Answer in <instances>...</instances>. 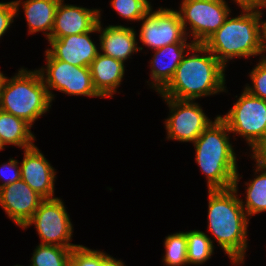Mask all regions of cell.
Here are the masks:
<instances>
[{
    "label": "cell",
    "mask_w": 266,
    "mask_h": 266,
    "mask_svg": "<svg viewBox=\"0 0 266 266\" xmlns=\"http://www.w3.org/2000/svg\"><path fill=\"white\" fill-rule=\"evenodd\" d=\"M243 178L237 172L233 187L229 189L207 190V230L214 241L230 258H245L248 250V218L239 199V183ZM214 238V239H212Z\"/></svg>",
    "instance_id": "cell-1"
},
{
    "label": "cell",
    "mask_w": 266,
    "mask_h": 266,
    "mask_svg": "<svg viewBox=\"0 0 266 266\" xmlns=\"http://www.w3.org/2000/svg\"><path fill=\"white\" fill-rule=\"evenodd\" d=\"M226 71L203 44H194L184 55L173 78L157 94L178 100H198L227 93Z\"/></svg>",
    "instance_id": "cell-2"
},
{
    "label": "cell",
    "mask_w": 266,
    "mask_h": 266,
    "mask_svg": "<svg viewBox=\"0 0 266 266\" xmlns=\"http://www.w3.org/2000/svg\"><path fill=\"white\" fill-rule=\"evenodd\" d=\"M240 10L236 16L231 12L224 24L203 44L226 69L235 58H264L261 17L266 4L241 7Z\"/></svg>",
    "instance_id": "cell-3"
},
{
    "label": "cell",
    "mask_w": 266,
    "mask_h": 266,
    "mask_svg": "<svg viewBox=\"0 0 266 266\" xmlns=\"http://www.w3.org/2000/svg\"><path fill=\"white\" fill-rule=\"evenodd\" d=\"M214 120L192 144L195 162L205 176L207 190L233 187L238 172V157L226 123L216 115ZM231 137V138H230Z\"/></svg>",
    "instance_id": "cell-4"
},
{
    "label": "cell",
    "mask_w": 266,
    "mask_h": 266,
    "mask_svg": "<svg viewBox=\"0 0 266 266\" xmlns=\"http://www.w3.org/2000/svg\"><path fill=\"white\" fill-rule=\"evenodd\" d=\"M52 100L38 69L18 68L6 76L1 88L0 110L26 120L32 126L50 111Z\"/></svg>",
    "instance_id": "cell-5"
},
{
    "label": "cell",
    "mask_w": 266,
    "mask_h": 266,
    "mask_svg": "<svg viewBox=\"0 0 266 266\" xmlns=\"http://www.w3.org/2000/svg\"><path fill=\"white\" fill-rule=\"evenodd\" d=\"M236 102L223 115L233 139H245L250 155H258L266 147V100L253 96L243 88ZM252 152V153H251Z\"/></svg>",
    "instance_id": "cell-6"
},
{
    "label": "cell",
    "mask_w": 266,
    "mask_h": 266,
    "mask_svg": "<svg viewBox=\"0 0 266 266\" xmlns=\"http://www.w3.org/2000/svg\"><path fill=\"white\" fill-rule=\"evenodd\" d=\"M176 10L187 37L195 44H204L233 11L228 0H181Z\"/></svg>",
    "instance_id": "cell-7"
},
{
    "label": "cell",
    "mask_w": 266,
    "mask_h": 266,
    "mask_svg": "<svg viewBox=\"0 0 266 266\" xmlns=\"http://www.w3.org/2000/svg\"><path fill=\"white\" fill-rule=\"evenodd\" d=\"M44 56L45 66L38 70L52 102L56 99L53 90L69 96L101 97L93 86L89 67L73 66L55 59L47 50Z\"/></svg>",
    "instance_id": "cell-8"
},
{
    "label": "cell",
    "mask_w": 266,
    "mask_h": 266,
    "mask_svg": "<svg viewBox=\"0 0 266 266\" xmlns=\"http://www.w3.org/2000/svg\"><path fill=\"white\" fill-rule=\"evenodd\" d=\"M71 220L62 198L44 199L22 230L34 226L39 235V244L74 249L80 244L72 243L74 226Z\"/></svg>",
    "instance_id": "cell-9"
},
{
    "label": "cell",
    "mask_w": 266,
    "mask_h": 266,
    "mask_svg": "<svg viewBox=\"0 0 266 266\" xmlns=\"http://www.w3.org/2000/svg\"><path fill=\"white\" fill-rule=\"evenodd\" d=\"M139 23L141 27L138 30L139 33L137 32V38H139L140 52L144 50V47L153 51L173 43L193 42L188 40L176 9L162 6H158L157 9L152 7Z\"/></svg>",
    "instance_id": "cell-10"
},
{
    "label": "cell",
    "mask_w": 266,
    "mask_h": 266,
    "mask_svg": "<svg viewBox=\"0 0 266 266\" xmlns=\"http://www.w3.org/2000/svg\"><path fill=\"white\" fill-rule=\"evenodd\" d=\"M169 108L164 119L166 140L194 143L213 121L196 100H178L161 97Z\"/></svg>",
    "instance_id": "cell-11"
},
{
    "label": "cell",
    "mask_w": 266,
    "mask_h": 266,
    "mask_svg": "<svg viewBox=\"0 0 266 266\" xmlns=\"http://www.w3.org/2000/svg\"><path fill=\"white\" fill-rule=\"evenodd\" d=\"M98 33V24L89 32L73 34L66 37L48 38L46 49L55 59L73 66L89 67L100 53L99 43L92 39ZM97 43V44H96Z\"/></svg>",
    "instance_id": "cell-12"
},
{
    "label": "cell",
    "mask_w": 266,
    "mask_h": 266,
    "mask_svg": "<svg viewBox=\"0 0 266 266\" xmlns=\"http://www.w3.org/2000/svg\"><path fill=\"white\" fill-rule=\"evenodd\" d=\"M57 169L35 145L23 150L20 162L21 179L43 199H54Z\"/></svg>",
    "instance_id": "cell-13"
},
{
    "label": "cell",
    "mask_w": 266,
    "mask_h": 266,
    "mask_svg": "<svg viewBox=\"0 0 266 266\" xmlns=\"http://www.w3.org/2000/svg\"><path fill=\"white\" fill-rule=\"evenodd\" d=\"M44 199L22 179L0 188V207L19 228L31 219Z\"/></svg>",
    "instance_id": "cell-14"
},
{
    "label": "cell",
    "mask_w": 266,
    "mask_h": 266,
    "mask_svg": "<svg viewBox=\"0 0 266 266\" xmlns=\"http://www.w3.org/2000/svg\"><path fill=\"white\" fill-rule=\"evenodd\" d=\"M102 9H99L98 38L100 53L108 57L127 62L139 51L136 26L102 23Z\"/></svg>",
    "instance_id": "cell-15"
},
{
    "label": "cell",
    "mask_w": 266,
    "mask_h": 266,
    "mask_svg": "<svg viewBox=\"0 0 266 266\" xmlns=\"http://www.w3.org/2000/svg\"><path fill=\"white\" fill-rule=\"evenodd\" d=\"M98 22L99 8L67 4L64 0H60L49 38L59 39L73 34L86 33L91 31Z\"/></svg>",
    "instance_id": "cell-16"
},
{
    "label": "cell",
    "mask_w": 266,
    "mask_h": 266,
    "mask_svg": "<svg viewBox=\"0 0 266 266\" xmlns=\"http://www.w3.org/2000/svg\"><path fill=\"white\" fill-rule=\"evenodd\" d=\"M194 42H178L153 50L148 62L150 78L147 82L150 89L159 93L173 78L176 68Z\"/></svg>",
    "instance_id": "cell-17"
},
{
    "label": "cell",
    "mask_w": 266,
    "mask_h": 266,
    "mask_svg": "<svg viewBox=\"0 0 266 266\" xmlns=\"http://www.w3.org/2000/svg\"><path fill=\"white\" fill-rule=\"evenodd\" d=\"M126 63L99 53L89 65L92 82L101 98L115 97L125 77ZM114 95V96H113Z\"/></svg>",
    "instance_id": "cell-18"
},
{
    "label": "cell",
    "mask_w": 266,
    "mask_h": 266,
    "mask_svg": "<svg viewBox=\"0 0 266 266\" xmlns=\"http://www.w3.org/2000/svg\"><path fill=\"white\" fill-rule=\"evenodd\" d=\"M60 0H13L16 18L20 8L26 18L28 35L42 32L47 40L51 36L55 13Z\"/></svg>",
    "instance_id": "cell-19"
},
{
    "label": "cell",
    "mask_w": 266,
    "mask_h": 266,
    "mask_svg": "<svg viewBox=\"0 0 266 266\" xmlns=\"http://www.w3.org/2000/svg\"><path fill=\"white\" fill-rule=\"evenodd\" d=\"M255 162L253 169L254 177L249 179L245 184V196L241 197L242 193L238 194L240 203L244 208L249 219L256 214L266 212V162L258 155H248ZM244 200V201H243Z\"/></svg>",
    "instance_id": "cell-20"
},
{
    "label": "cell",
    "mask_w": 266,
    "mask_h": 266,
    "mask_svg": "<svg viewBox=\"0 0 266 266\" xmlns=\"http://www.w3.org/2000/svg\"><path fill=\"white\" fill-rule=\"evenodd\" d=\"M32 127L26 120L0 110V138L5 146L14 145L21 150L35 146Z\"/></svg>",
    "instance_id": "cell-21"
},
{
    "label": "cell",
    "mask_w": 266,
    "mask_h": 266,
    "mask_svg": "<svg viewBox=\"0 0 266 266\" xmlns=\"http://www.w3.org/2000/svg\"><path fill=\"white\" fill-rule=\"evenodd\" d=\"M187 236V259L188 265L200 266L210 261L214 255V249L207 232L201 230L185 231Z\"/></svg>",
    "instance_id": "cell-22"
},
{
    "label": "cell",
    "mask_w": 266,
    "mask_h": 266,
    "mask_svg": "<svg viewBox=\"0 0 266 266\" xmlns=\"http://www.w3.org/2000/svg\"><path fill=\"white\" fill-rule=\"evenodd\" d=\"M72 249L68 247L38 244L30 258V266H69Z\"/></svg>",
    "instance_id": "cell-23"
},
{
    "label": "cell",
    "mask_w": 266,
    "mask_h": 266,
    "mask_svg": "<svg viewBox=\"0 0 266 266\" xmlns=\"http://www.w3.org/2000/svg\"><path fill=\"white\" fill-rule=\"evenodd\" d=\"M162 263L165 266H189L187 259V236L184 231L165 236Z\"/></svg>",
    "instance_id": "cell-24"
},
{
    "label": "cell",
    "mask_w": 266,
    "mask_h": 266,
    "mask_svg": "<svg viewBox=\"0 0 266 266\" xmlns=\"http://www.w3.org/2000/svg\"><path fill=\"white\" fill-rule=\"evenodd\" d=\"M150 0H110V7L119 17L130 22L139 21L153 7Z\"/></svg>",
    "instance_id": "cell-25"
},
{
    "label": "cell",
    "mask_w": 266,
    "mask_h": 266,
    "mask_svg": "<svg viewBox=\"0 0 266 266\" xmlns=\"http://www.w3.org/2000/svg\"><path fill=\"white\" fill-rule=\"evenodd\" d=\"M257 60L248 73L252 85L246 83L244 89L253 96L266 100V58Z\"/></svg>",
    "instance_id": "cell-26"
},
{
    "label": "cell",
    "mask_w": 266,
    "mask_h": 266,
    "mask_svg": "<svg viewBox=\"0 0 266 266\" xmlns=\"http://www.w3.org/2000/svg\"><path fill=\"white\" fill-rule=\"evenodd\" d=\"M69 266H100V250L80 244L72 249Z\"/></svg>",
    "instance_id": "cell-27"
},
{
    "label": "cell",
    "mask_w": 266,
    "mask_h": 266,
    "mask_svg": "<svg viewBox=\"0 0 266 266\" xmlns=\"http://www.w3.org/2000/svg\"><path fill=\"white\" fill-rule=\"evenodd\" d=\"M9 158L7 162L0 165V188L21 180L20 161Z\"/></svg>",
    "instance_id": "cell-28"
},
{
    "label": "cell",
    "mask_w": 266,
    "mask_h": 266,
    "mask_svg": "<svg viewBox=\"0 0 266 266\" xmlns=\"http://www.w3.org/2000/svg\"><path fill=\"white\" fill-rule=\"evenodd\" d=\"M16 18L15 6L12 1L0 2V40L12 28Z\"/></svg>",
    "instance_id": "cell-29"
},
{
    "label": "cell",
    "mask_w": 266,
    "mask_h": 266,
    "mask_svg": "<svg viewBox=\"0 0 266 266\" xmlns=\"http://www.w3.org/2000/svg\"><path fill=\"white\" fill-rule=\"evenodd\" d=\"M100 266H128L121 259H116L104 250L100 251Z\"/></svg>",
    "instance_id": "cell-30"
},
{
    "label": "cell",
    "mask_w": 266,
    "mask_h": 266,
    "mask_svg": "<svg viewBox=\"0 0 266 266\" xmlns=\"http://www.w3.org/2000/svg\"><path fill=\"white\" fill-rule=\"evenodd\" d=\"M235 5L240 9L241 7H254V0H230Z\"/></svg>",
    "instance_id": "cell-31"
},
{
    "label": "cell",
    "mask_w": 266,
    "mask_h": 266,
    "mask_svg": "<svg viewBox=\"0 0 266 266\" xmlns=\"http://www.w3.org/2000/svg\"><path fill=\"white\" fill-rule=\"evenodd\" d=\"M262 18V43H263V54H264V58H266V19L263 21V17Z\"/></svg>",
    "instance_id": "cell-32"
},
{
    "label": "cell",
    "mask_w": 266,
    "mask_h": 266,
    "mask_svg": "<svg viewBox=\"0 0 266 266\" xmlns=\"http://www.w3.org/2000/svg\"><path fill=\"white\" fill-rule=\"evenodd\" d=\"M230 262L233 266H242L245 263V258H230Z\"/></svg>",
    "instance_id": "cell-33"
},
{
    "label": "cell",
    "mask_w": 266,
    "mask_h": 266,
    "mask_svg": "<svg viewBox=\"0 0 266 266\" xmlns=\"http://www.w3.org/2000/svg\"><path fill=\"white\" fill-rule=\"evenodd\" d=\"M266 4V0H254V7H260Z\"/></svg>",
    "instance_id": "cell-34"
},
{
    "label": "cell",
    "mask_w": 266,
    "mask_h": 266,
    "mask_svg": "<svg viewBox=\"0 0 266 266\" xmlns=\"http://www.w3.org/2000/svg\"><path fill=\"white\" fill-rule=\"evenodd\" d=\"M6 77V74H4L1 70H0V92H1V88L4 82V79Z\"/></svg>",
    "instance_id": "cell-35"
},
{
    "label": "cell",
    "mask_w": 266,
    "mask_h": 266,
    "mask_svg": "<svg viewBox=\"0 0 266 266\" xmlns=\"http://www.w3.org/2000/svg\"><path fill=\"white\" fill-rule=\"evenodd\" d=\"M258 156L266 162V147L258 154Z\"/></svg>",
    "instance_id": "cell-36"
},
{
    "label": "cell",
    "mask_w": 266,
    "mask_h": 266,
    "mask_svg": "<svg viewBox=\"0 0 266 266\" xmlns=\"http://www.w3.org/2000/svg\"><path fill=\"white\" fill-rule=\"evenodd\" d=\"M6 148L5 144L2 142L0 138V151L4 150Z\"/></svg>",
    "instance_id": "cell-37"
},
{
    "label": "cell",
    "mask_w": 266,
    "mask_h": 266,
    "mask_svg": "<svg viewBox=\"0 0 266 266\" xmlns=\"http://www.w3.org/2000/svg\"><path fill=\"white\" fill-rule=\"evenodd\" d=\"M13 266H24V265H20V264L18 265V264H16V265H13ZM27 266H30V265H27Z\"/></svg>",
    "instance_id": "cell-38"
}]
</instances>
